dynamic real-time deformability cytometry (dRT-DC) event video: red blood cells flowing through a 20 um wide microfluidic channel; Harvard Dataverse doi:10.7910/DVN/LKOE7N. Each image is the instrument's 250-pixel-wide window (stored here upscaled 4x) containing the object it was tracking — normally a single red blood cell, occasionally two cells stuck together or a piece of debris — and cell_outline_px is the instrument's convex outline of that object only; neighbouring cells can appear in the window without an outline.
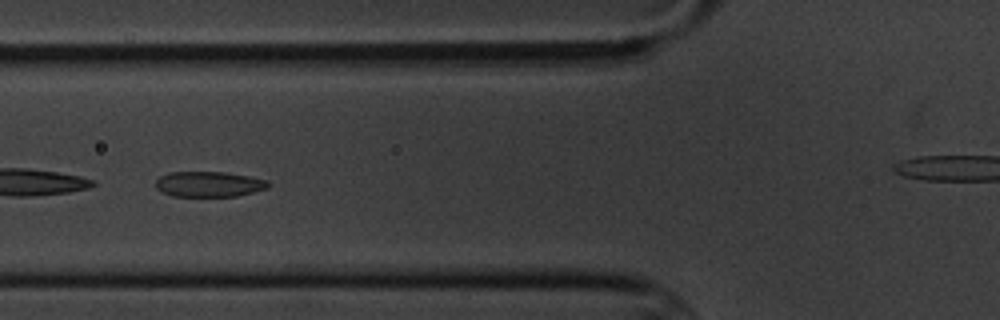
{"species": "common noctule bat (a hibernating species)", "species_latin": "Nyctalus noctula", "temperature_condition": "cold", "stored_images_in_passage": 8, "camera_frame_rate_fps": 3000, "um_per_image_px": 0.085, "animal": {"sex": "male", "body_mass_g": 20.1, "forearm_length_mm": 53.5}, "frame": {"image": 1, "passage_image": 5, "time_ms": 5.0, "image_size_px": [1000, 320], "cell_outline_px": [[268, 188], [236, 196], [172, 196], [156, 188], [156, 180], [160, 176], [168, 172], [224, 172], [248, 176], [268, 180]], "centroid_in_image_um": [17.74, 15.65], "position_along_channel_um": 108.1, "area_um2": 16.53}}
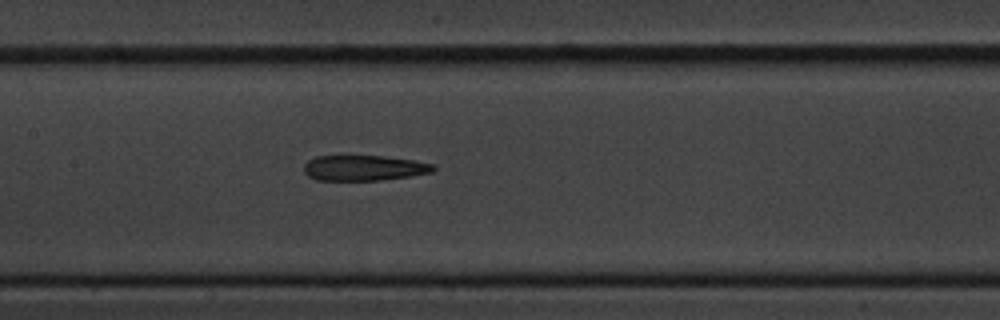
{"frame": {"image": 2, "passage_image": 8, "time_ms": 9.333, "image_size_px": [1000, 320], "cell_outline_px": [[436, 168], [432, 172], [412, 176], [380, 180], [316, 180], [308, 176], [304, 172], [304, 164], [308, 160], [316, 156], [384, 156], [412, 160], [436, 164]], "centroid_in_image_um": [30.95, 14.28], "position_along_channel_um": 176.5, "area_um2": 19.25}}